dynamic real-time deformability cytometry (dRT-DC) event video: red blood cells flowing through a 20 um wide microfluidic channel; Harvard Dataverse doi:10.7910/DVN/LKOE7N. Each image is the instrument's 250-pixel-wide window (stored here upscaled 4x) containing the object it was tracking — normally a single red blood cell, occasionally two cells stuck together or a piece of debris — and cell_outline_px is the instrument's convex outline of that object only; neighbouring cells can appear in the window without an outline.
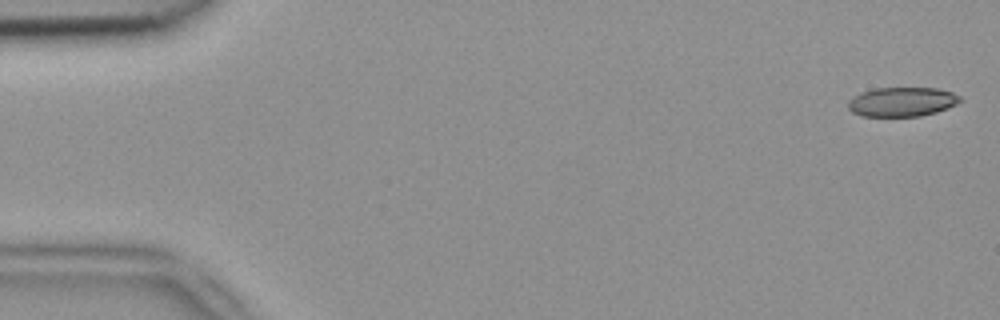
{"species": "common noctule bat (a hibernating species)", "species_latin": "Nyctalus noctula", "temperature_condition": "room temperature", "stored_images_in_passage": 52, "camera_frame_rate_fps": 3000, "um_per_image_px": 0.085, "animal": {"sex": "female", "body_mass_g": 18.4}, "frame": {"image": 1, "passage_image": 1, "time_ms": 0.0, "image_size_px": [1000, 320], "cell_outline_px": [[964, 100], [956, 104], [936, 112], [920, 116], [860, 116], [852, 112], [848, 108], [848, 100], [852, 96], [860, 92], [876, 88], [936, 88], [952, 92], [960, 96]], "centroid_in_image_um": [76.65, 8.65], "position_along_channel_um": 8.4, "area_um2": 19.25}}
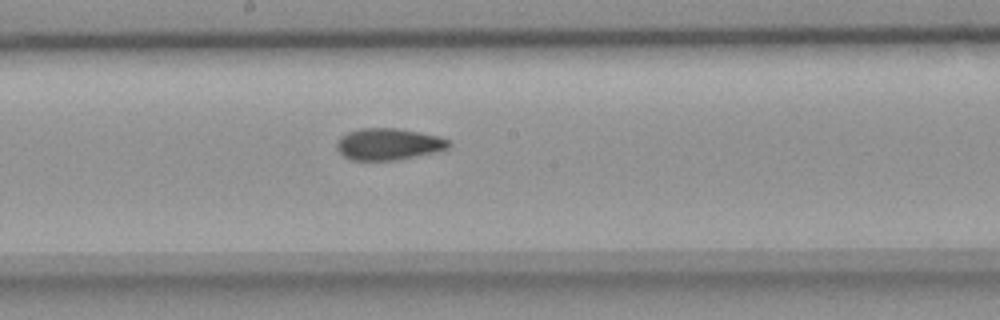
{"frame": {"image": 2, "passage_image": 28, "time_ms": 9.0, "image_size_px": [1000, 320], "cell_outline_px": [[452, 144], [448, 148], [416, 156], [396, 160], [352, 160], [344, 156], [336, 148], [336, 144], [340, 136], [348, 132], [360, 128], [396, 128], [440, 136], [448, 140]], "centroid_in_image_um": [33.0, 12.24], "position_along_channel_um": 215.2, "area_um2": 20.58}}
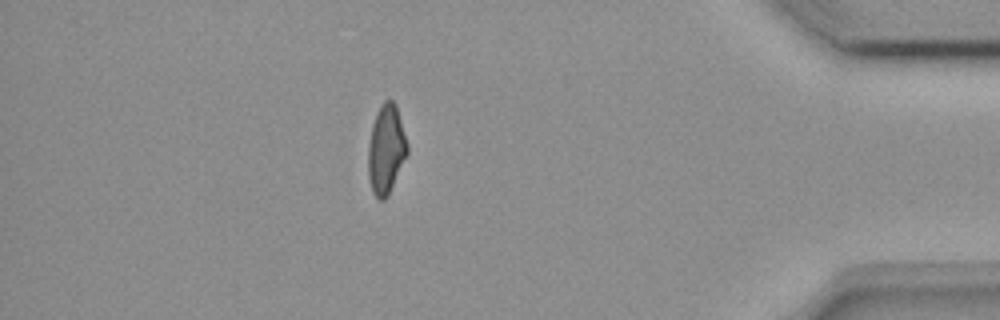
{"frame": {"image": 3, "passage_image": 46, "time_ms": 15.0, "image_size_px": [1000, 320], "cell_outline_px": [[408, 152], [388, 196], [384, 200], [376, 200], [372, 192], [368, 176], [368, 144], [372, 124], [376, 112], [380, 104], [384, 100], [392, 100], [396, 104], [408, 144]], "centroid_in_image_um": [32.8, 12.7], "position_along_channel_um": 402.4, "area_um2": 20.58}, "authors_computed_cell_mechanics": {"area_um2": 20.5768, "velocity_mm_per_s": 3.8296, "shape_relaxation_time_tau1_ms": null, "shape_relaxation_time_tau2_ms": 2.4609, "deformation_change_tau1": null, "deformation_change_tau2": 0.0917}}